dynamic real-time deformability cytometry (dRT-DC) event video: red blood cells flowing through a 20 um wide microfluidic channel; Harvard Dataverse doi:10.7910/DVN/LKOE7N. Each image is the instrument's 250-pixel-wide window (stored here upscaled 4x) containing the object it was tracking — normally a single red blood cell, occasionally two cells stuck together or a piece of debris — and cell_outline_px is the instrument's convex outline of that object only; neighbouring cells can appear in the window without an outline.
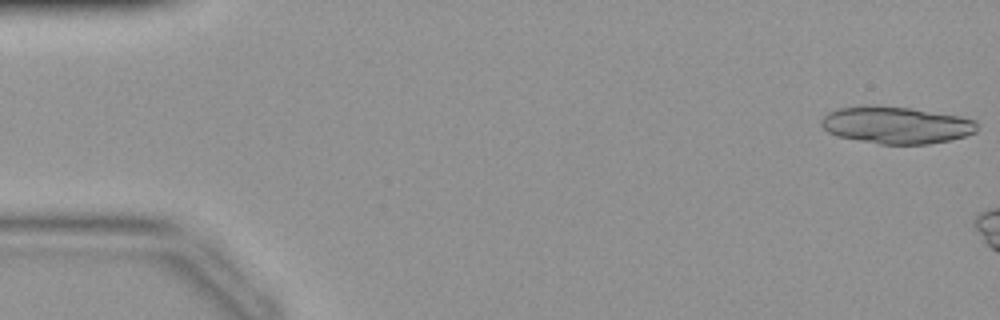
{"species": "common noctule bat (a hibernating species)", "species_latin": "Nyctalus noctula", "temperature_condition": "warm", "stored_images_in_passage": 8, "camera_frame_rate_fps": 3000, "um_per_image_px": 0.085, "animal": {"sex": "female", "body_mass_g": 19.9}, "frame": {"image": 1, "passage_image": 1, "time_ms": 0.0, "image_size_px": [1000, 320], "cell_outline_px": [[976, 132], [952, 140], [928, 144], [880, 144], [836, 136], [828, 132], [820, 124], [820, 120], [828, 112], [840, 108], [868, 104], [872, 104], [912, 108], [960, 116], [976, 120]], "centroid_in_image_um": [76.16, 10.62], "position_along_channel_um": 8.8, "area_um2": 33.99}}